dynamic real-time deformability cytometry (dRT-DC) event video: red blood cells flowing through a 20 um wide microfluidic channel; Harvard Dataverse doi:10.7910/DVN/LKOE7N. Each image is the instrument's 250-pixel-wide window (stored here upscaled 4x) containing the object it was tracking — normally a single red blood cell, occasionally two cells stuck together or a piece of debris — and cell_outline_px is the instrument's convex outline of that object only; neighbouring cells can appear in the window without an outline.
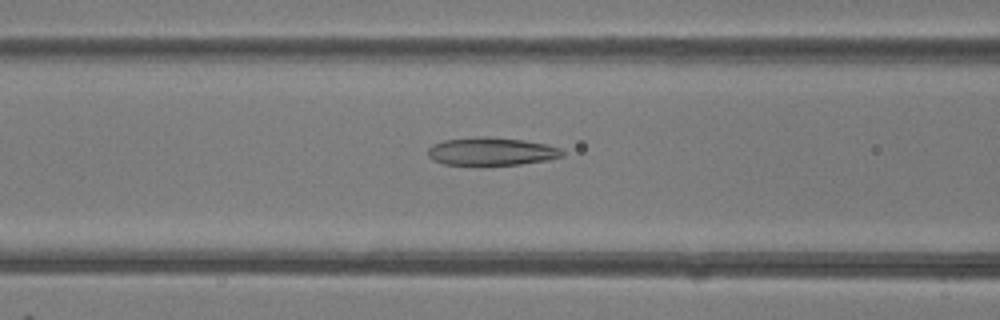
{"species": "common noctule bat (a hibernating species)", "species_latin": "Nyctalus noctula", "temperature_condition": "room temperature", "stored_images_in_passage": 49, "camera_frame_rate_fps": 3000, "um_per_image_px": 0.085, "animal": {"sex": "female"}, "frame": {"image": 1, "passage_image": 20, "time_ms": 6.333, "image_size_px": [1000, 320], "cell_outline_px": [[564, 156], [548, 160], [520, 164], [444, 164], [432, 160], [428, 156], [428, 148], [432, 144], [444, 140], [476, 136], [488, 136], [524, 140], [548, 144], [560, 148], [564, 152]], "centroid_in_image_um": [41.78, 12.85], "position_along_channel_um": 124.8, "area_um2": 21.96}}
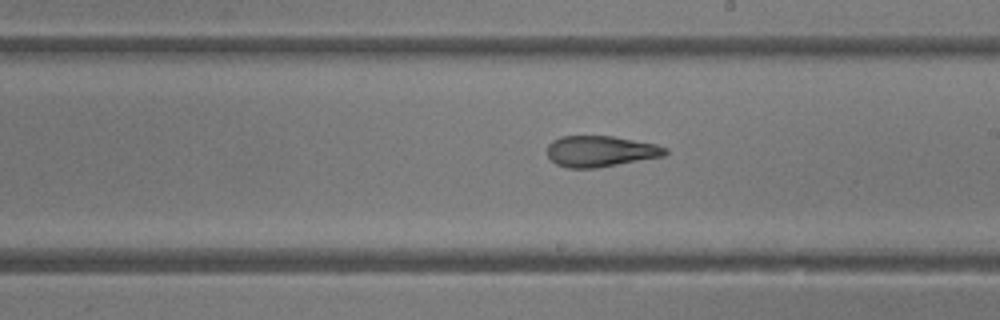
{"frame": {"image": 2, "passage_image": 28, "time_ms": 9.0, "image_size_px": [1000, 320], "cell_outline_px": [[668, 152], [664, 156], [596, 168], [568, 168], [556, 164], [548, 156], [548, 144], [552, 140], [560, 136], [612, 136], [656, 144], [668, 148]], "centroid_in_image_um": [51.04, 12.85], "position_along_channel_um": 238.0, "area_um2": 21.33}}
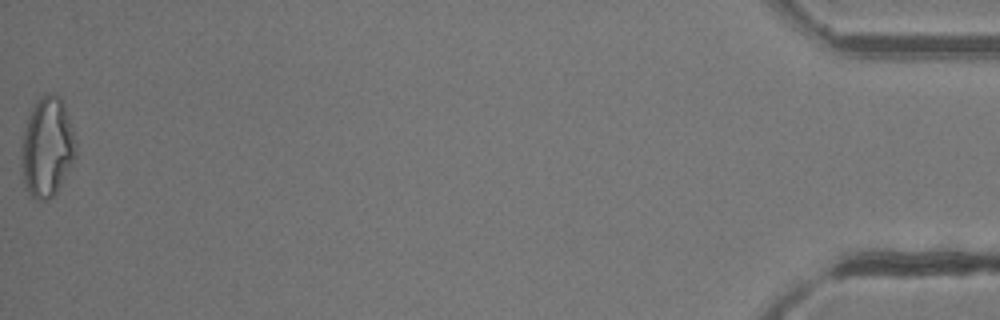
{"frame": {"image": 3, "passage_image": 49, "time_ms": 16.0, "image_size_px": [1000, 320], "cell_outline_px": [[76, 156], [72, 164], [56, 192], [48, 200], [36, 200], [24, 188], [20, 156], [24, 132], [28, 116], [36, 100], [40, 96], [48, 92], [52, 92], [60, 96], [76, 144]], "centroid_in_image_um": [3.97, 12.53], "position_along_channel_um": 431.2, "area_um2": 31.44}, "authors_computed_cell_mechanics": {"area_um2": 24.2182, "velocity_mm_per_s": 4.2438, "shape_relaxation_time_tau1_ms": null, "shape_relaxation_time_tau2_ms": 2.1832, "deformation_change_tau1": null, "deformation_change_tau2": 0.1102}}